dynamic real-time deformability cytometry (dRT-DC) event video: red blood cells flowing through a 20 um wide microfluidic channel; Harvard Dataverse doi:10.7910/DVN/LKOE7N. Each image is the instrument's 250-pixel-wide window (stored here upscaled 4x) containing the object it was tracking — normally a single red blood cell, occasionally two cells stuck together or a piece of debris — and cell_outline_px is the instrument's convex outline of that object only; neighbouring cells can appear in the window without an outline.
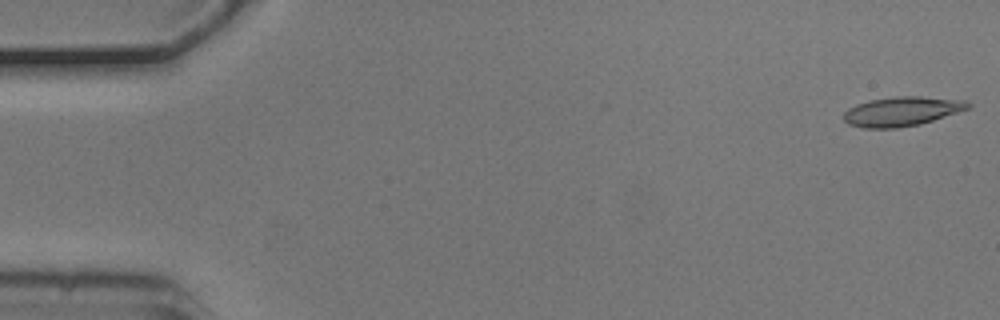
{"species": "common noctule bat (a hibernating species)", "species_latin": "Nyctalus noctula", "temperature_condition": "cold", "stored_images_in_passage": 6, "segment_of_instrument_passage": [1, 2], "camera_frame_rate_fps": 3000, "um_per_image_px": 0.085, "animal": {"sex": "male", "body_mass_g": 20.5, "forearm_length_mm": 52.5}, "frame": {"image": 1, "passage_image": 1, "time_ms": 0.0, "image_size_px": [1000, 320], "cell_outline_px": [[972, 104], [968, 108], [920, 124], [896, 128], [864, 128], [848, 124], [844, 120], [844, 112], [848, 108], [856, 104], [868, 100], [896, 96], [920, 96], [968, 100]], "centroid_in_image_um": [76.63, 9.45], "position_along_channel_um": 8.4, "area_um2": 21.27}}
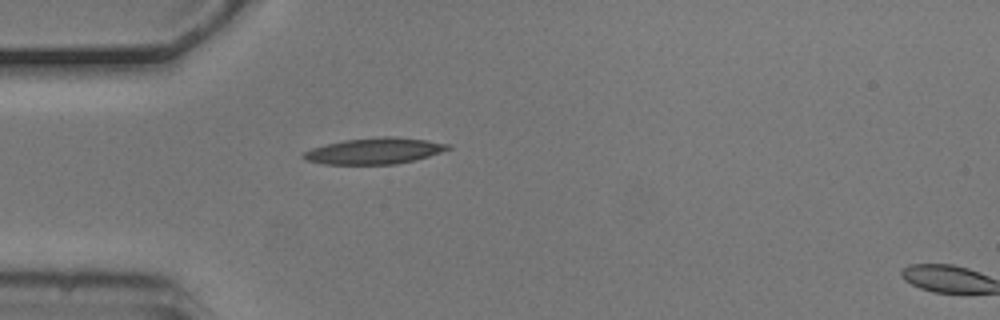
{"frame": {"image": 2, "passage_image": 5, "time_ms": 1.333, "image_size_px": [1000, 320], "cell_outline_px": [[452, 148], [428, 156], [396, 164], [324, 164], [304, 160], [300, 156], [304, 152], [312, 148], [344, 140], [384, 136], [396, 136], [428, 140], [448, 144]], "centroid_in_image_um": [31.81, 12.82], "position_along_channel_um": 53.2, "area_um2": 21.91}}